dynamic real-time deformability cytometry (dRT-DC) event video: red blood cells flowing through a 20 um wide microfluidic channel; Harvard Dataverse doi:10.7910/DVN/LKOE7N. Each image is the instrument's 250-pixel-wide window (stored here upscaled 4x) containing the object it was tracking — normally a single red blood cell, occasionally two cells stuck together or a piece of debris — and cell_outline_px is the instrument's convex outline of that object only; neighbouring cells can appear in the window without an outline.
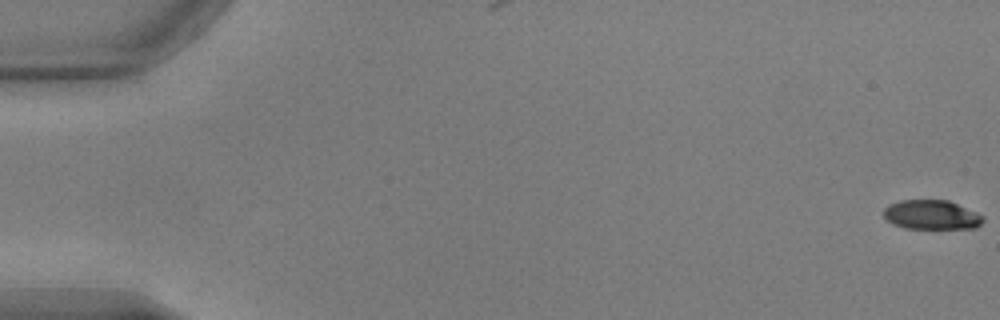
{"species": "common noctule bat (a hibernating species)", "species_latin": "Nyctalus noctula", "temperature_condition": "warm", "stored_images_in_passage": 54, "camera_frame_rate_fps": 3000, "um_per_image_px": 0.085, "animal": {"sex": "male", "body_mass_g": 17.9, "forearm_length_mm": 54.2}, "frame": {"image": 1, "passage_image": 1, "time_ms": 0.0, "image_size_px": [1000, 320], "cell_outline_px": [[984, 220], [976, 228], [904, 228], [892, 224], [884, 216], [884, 208], [888, 204], [900, 200], [948, 200], [976, 212], [984, 216]], "centroid_in_image_um": [79.17, 18.25], "position_along_channel_um": 5.8, "area_um2": 16.99}}
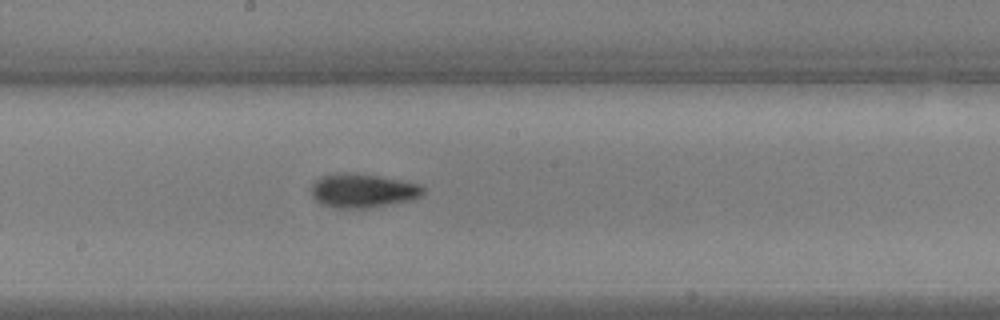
{"frame": {"image": 2, "passage_image": 30, "time_ms": 9.667, "image_size_px": [1000, 320], "cell_outline_px": [[424, 192], [420, 196], [412, 200], [368, 208], [336, 208], [320, 204], [312, 196], [312, 184], [316, 180], [324, 176], [336, 172], [344, 172], [376, 176], [400, 180], [420, 184], [424, 188]], "centroid_in_image_um": [30.82, 16.21], "position_along_channel_um": 217.4, "area_um2": 22.02}}
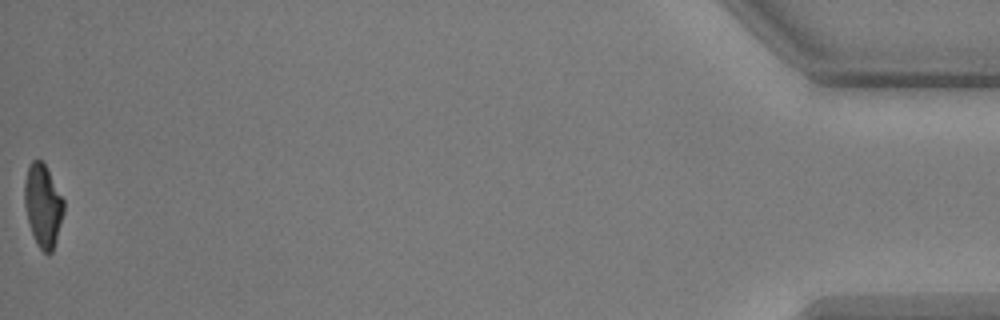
{"frame": {"image": 3, "passage_image": 54, "time_ms": 17.667, "image_size_px": [1000, 320], "cell_outline_px": [[64, 212], [52, 252], [48, 256], [36, 244], [28, 220], [24, 204], [24, 180], [28, 164], [32, 160], [40, 160], [44, 164], [64, 200]], "centroid_in_image_um": [3.63, 17.47], "position_along_channel_um": 431.6, "area_um2": 18.79}, "authors_computed_cell_mechanics": {"area_um2": 20.0277, "velocity_mm_per_s": 3.8482, "shape_relaxation_time_tau1_ms": 3.4836, "shape_relaxation_time_tau2_ms": 3.4354, "deformation_change_tau1": 0.1787, "deformation_change_tau2": 0.1088}}